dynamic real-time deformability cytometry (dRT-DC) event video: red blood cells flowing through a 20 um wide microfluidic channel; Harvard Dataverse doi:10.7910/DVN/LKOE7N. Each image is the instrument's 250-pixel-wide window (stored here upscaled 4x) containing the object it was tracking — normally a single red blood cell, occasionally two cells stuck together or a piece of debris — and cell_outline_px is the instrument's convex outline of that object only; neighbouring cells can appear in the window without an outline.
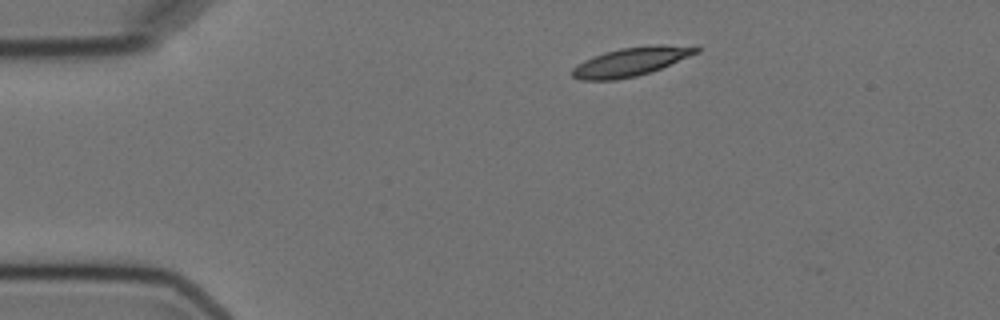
{"species": "Egyptian fruit bat (a non-hibernating species)", "species_latin": "Rousettus aegyptiacus", "temperature_condition": "cold", "stored_images_in_passage": 9, "camera_frame_rate_fps": 3000, "um_per_image_px": 0.085, "animal": {"sex": "female"}, "frame": {"image": 1, "passage_image": 1, "time_ms": 0.0, "image_size_px": [1000, 320], "cell_outline_px": [[700, 52], [660, 68], [636, 76], [616, 80], [580, 80], [572, 76], [572, 68], [576, 64], [592, 56], [604, 52], [620, 48], [656, 44], [696, 44], [700, 48]], "centroid_in_image_um": [53.68, 5.21], "position_along_channel_um": 31.3, "area_um2": 21.1}}
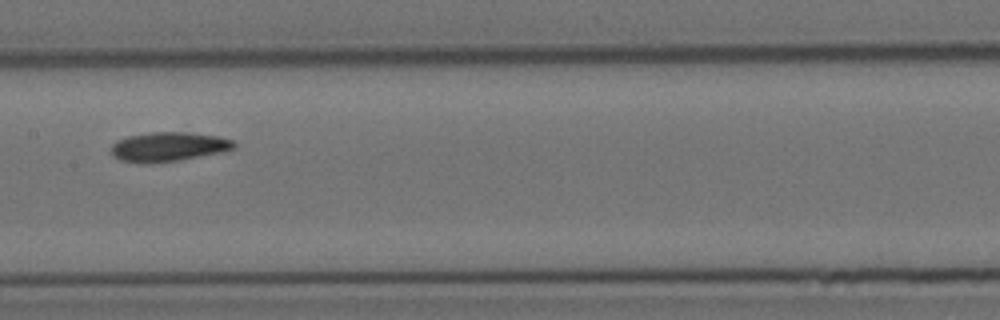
{"frame": {"image": 2, "passage_image": 6, "time_ms": 6.0, "image_size_px": [1000, 320], "cell_outline_px": [[236, 148], [224, 152], [180, 160], [148, 164], [120, 160], [112, 156], [112, 144], [116, 140], [128, 136], [152, 132], [184, 132], [216, 136], [232, 140], [236, 144]], "centroid_in_image_um": [14.32, 12.48], "position_along_channel_um": 193.1, "area_um2": 21.1}}
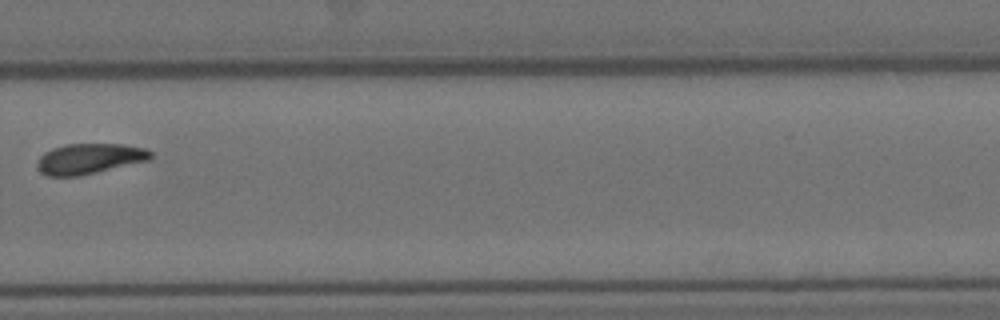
{"frame": {"image": 3, "passage_image": 9, "time_ms": 9.667, "image_size_px": [1000, 320], "cell_outline_px": [[152, 156], [148, 160], [80, 176], [48, 176], [40, 172], [36, 164], [40, 156], [44, 152], [52, 148], [64, 144], [124, 144], [144, 148], [152, 152]], "centroid_in_image_um": [7.56, 13.48], "position_along_channel_um": 322.2, "area_um2": 20.11}}